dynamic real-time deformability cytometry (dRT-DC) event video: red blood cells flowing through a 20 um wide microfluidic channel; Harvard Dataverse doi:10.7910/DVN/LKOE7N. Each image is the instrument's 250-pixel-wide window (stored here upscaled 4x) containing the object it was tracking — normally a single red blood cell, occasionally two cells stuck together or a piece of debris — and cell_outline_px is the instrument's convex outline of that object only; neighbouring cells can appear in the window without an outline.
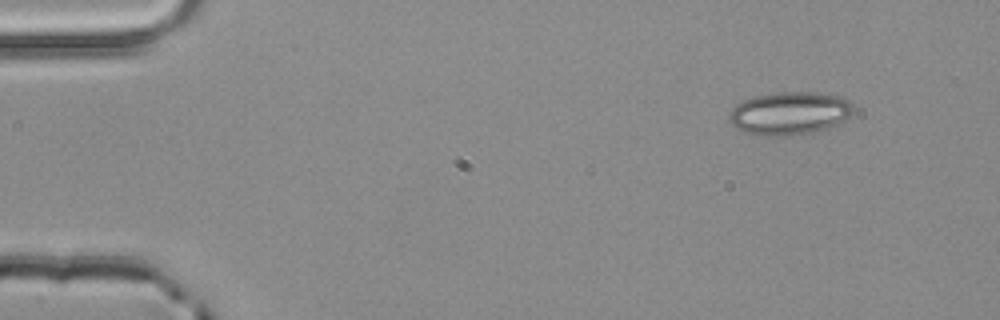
{"species": "common noctule bat (a hibernating species)", "species_latin": "Nyctalus noctula", "temperature_condition": "room temperature", "stored_images_in_passage": 3, "camera_frame_rate_fps": 3000, "um_per_image_px": 0.085, "animal": {"sex": "male", "body_mass_g": 20.4}, "frame": {"image": 1, "passage_image": 1, "time_ms": 0.0, "image_size_px": [1000, 320], "cell_outline_px": [[856, 108], [844, 120], [828, 128], [812, 132], [792, 136], [764, 136], [748, 132], [736, 128], [728, 120], [728, 116], [732, 108], [736, 104], [744, 100], [756, 96], [776, 92], [820, 92], [840, 96], [848, 100]], "centroid_in_image_um": [67.12, 9.62], "position_along_channel_um": 17.9, "area_um2": 31.27}}
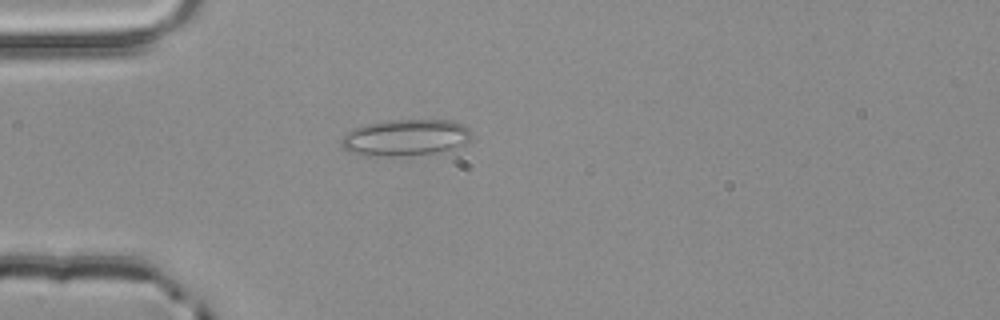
{"frame": {"image": 2, "passage_image": 3, "time_ms": 0.667, "image_size_px": [1000, 320], "cell_outline_px": [[472, 132], [468, 140], [464, 144], [452, 152], [400, 156], [364, 156], [348, 152], [340, 144], [340, 140], [352, 128], [364, 124], [388, 120], [452, 120], [464, 124]], "centroid_in_image_um": [34.49, 11.71], "position_along_channel_um": 50.5, "area_um2": 28.5}}